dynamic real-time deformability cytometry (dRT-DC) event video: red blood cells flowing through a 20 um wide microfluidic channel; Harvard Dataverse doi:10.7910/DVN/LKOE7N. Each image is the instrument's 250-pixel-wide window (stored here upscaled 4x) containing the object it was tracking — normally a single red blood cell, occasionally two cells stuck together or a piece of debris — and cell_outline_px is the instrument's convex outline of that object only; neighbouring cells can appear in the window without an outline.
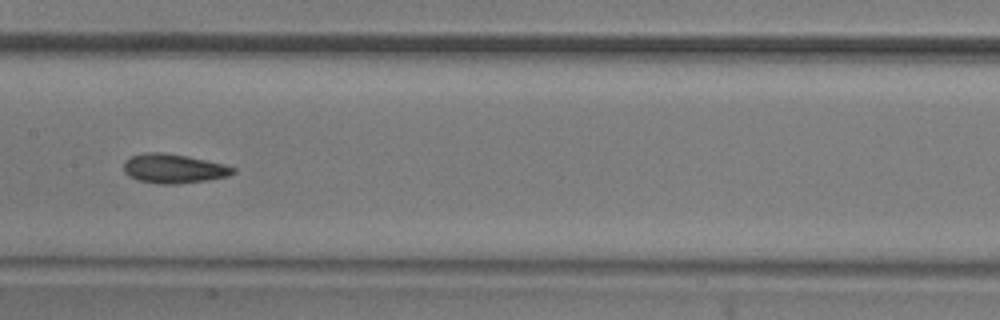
{"species": "common noctule bat (a hibernating species)", "species_latin": "Nyctalus noctula", "temperature_condition": "room temperature", "stored_images_in_passage": 41, "camera_frame_rate_fps": 3000, "um_per_image_px": 0.085, "animal": {"sex": "male", "body_mass_g": 20.5, "forearm_length_mm": 52.5}, "frame": {"image": 1, "passage_image": 12, "time_ms": 3.667, "image_size_px": [1000, 320], "cell_outline_px": [[236, 172], [228, 176], [180, 184], [156, 184], [136, 180], [128, 176], [124, 172], [124, 160], [132, 156], [144, 152], [160, 152], [184, 156], [224, 164], [236, 168]], "centroid_in_image_um": [14.71, 14.34], "position_along_channel_um": 192.7, "area_um2": 18.61}, "authors_computed_cell_mechanics": {"area_um2": 17.7446, "velocity_mm_per_s": 3.5688, "shape_relaxation_time_tau1_ms": null, "shape_relaxation_time_tau2_ms": 3.3648, "deformation_change_tau1": null, "deformation_change_tau2": 0.1095}}